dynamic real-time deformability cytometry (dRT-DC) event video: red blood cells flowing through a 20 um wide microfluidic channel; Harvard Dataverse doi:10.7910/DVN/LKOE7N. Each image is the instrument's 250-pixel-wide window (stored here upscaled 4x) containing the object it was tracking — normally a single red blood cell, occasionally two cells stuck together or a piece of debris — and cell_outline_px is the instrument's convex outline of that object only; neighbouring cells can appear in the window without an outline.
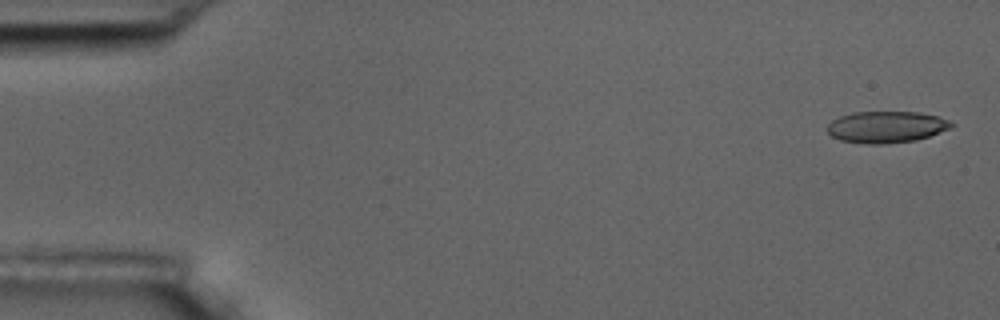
{"species": "common noctule bat (a hibernating species)", "species_latin": "Nyctalus noctula", "temperature_condition": "room temperature", "stored_images_in_passage": 5, "camera_frame_rate_fps": 3000, "um_per_image_px": 0.085, "animal": {"sex": "male", "body_mass_g": 17.5, "forearm_length_mm": 52.3}, "frame": {"image": 1, "passage_image": 1, "time_ms": 0.0, "image_size_px": [1000, 320], "cell_outline_px": [[956, 124], [952, 128], [916, 140], [888, 144], [864, 144], [840, 140], [832, 136], [828, 132], [828, 124], [832, 120], [840, 116], [852, 112], [920, 112], [936, 116], [948, 120]], "centroid_in_image_um": [75.34, 10.8], "position_along_channel_um": 9.7, "area_um2": 22.95}}